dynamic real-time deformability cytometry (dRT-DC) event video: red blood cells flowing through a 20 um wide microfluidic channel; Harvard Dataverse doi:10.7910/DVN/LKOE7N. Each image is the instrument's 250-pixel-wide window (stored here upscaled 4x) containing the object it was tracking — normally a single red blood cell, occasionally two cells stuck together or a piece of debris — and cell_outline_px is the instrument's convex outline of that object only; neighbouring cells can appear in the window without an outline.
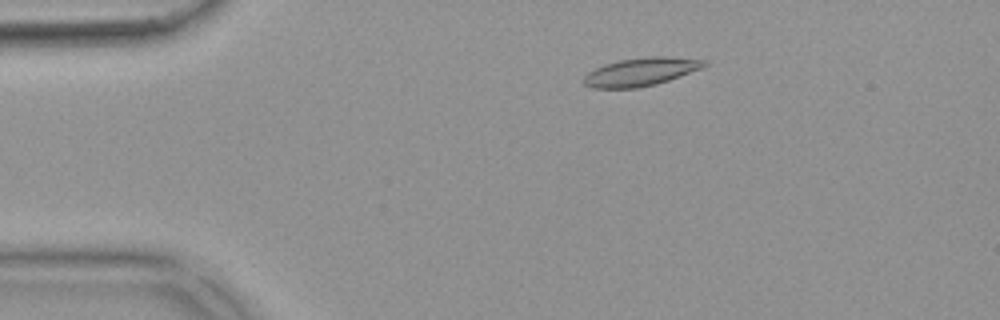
{"species": "common noctule bat (a hibernating species)", "species_latin": "Nyctalus noctula", "temperature_condition": "warm", "stored_images_in_passage": 52, "camera_frame_rate_fps": 3000, "um_per_image_px": 0.085, "animal": {"sex": "female", "body_mass_g": 18.4}, "frame": {"image": 1, "passage_image": 9, "time_ms": 2.667, "image_size_px": [1000, 320], "cell_outline_px": [[708, 64], [704, 68], [656, 84], [636, 88], [592, 88], [584, 84], [580, 80], [588, 72], [604, 64], [620, 60], [644, 56], [668, 56], [708, 60]], "centroid_in_image_um": [54.49, 6.09], "position_along_channel_um": 30.5, "area_um2": 20.06}}
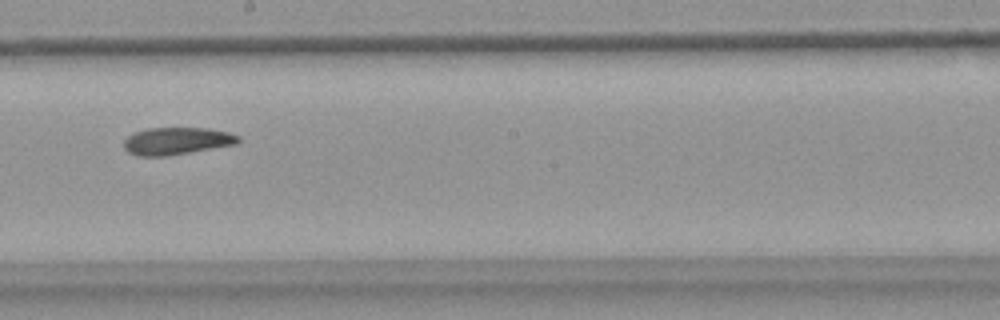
{"frame": {"image": 2, "passage_image": 29, "time_ms": 9.333, "image_size_px": [1000, 320], "cell_outline_px": [[240, 140], [236, 144], [164, 156], [136, 156], [128, 152], [124, 148], [124, 140], [132, 132], [148, 128], [208, 128], [228, 132], [240, 136]], "centroid_in_image_um": [14.98, 11.97], "position_along_channel_um": 233.2, "area_um2": 18.15}}
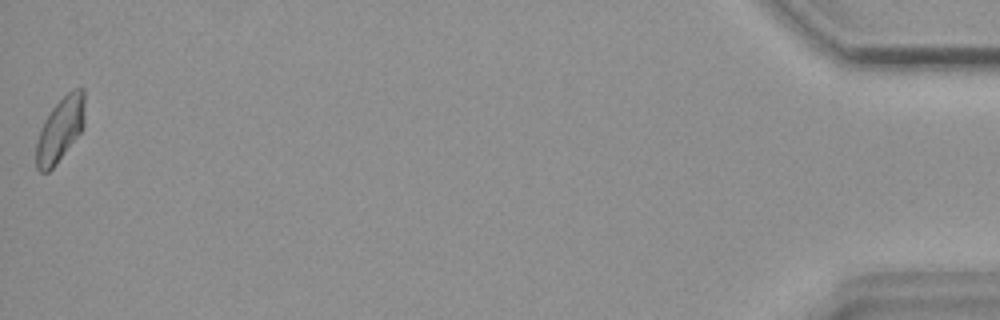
{"frame": {"image": 3, "passage_image": 52, "time_ms": 17.0, "image_size_px": [1000, 320], "cell_outline_px": [[84, 128], [56, 164], [48, 172], [40, 172], [36, 168], [36, 144], [44, 120], [52, 108], [72, 88], [84, 88]], "centroid_in_image_um": [5.13, 11.01], "position_along_channel_um": 430.1, "area_um2": 18.09}, "authors_computed_cell_mechanics": {"area_um2": 18.6983, "velocity_mm_per_s": 3.8256, "shape_relaxation_time_tau1_ms": null, "shape_relaxation_time_tau2_ms": 6.2567, "deformation_change_tau1": null, "deformation_change_tau2": 0.129}}